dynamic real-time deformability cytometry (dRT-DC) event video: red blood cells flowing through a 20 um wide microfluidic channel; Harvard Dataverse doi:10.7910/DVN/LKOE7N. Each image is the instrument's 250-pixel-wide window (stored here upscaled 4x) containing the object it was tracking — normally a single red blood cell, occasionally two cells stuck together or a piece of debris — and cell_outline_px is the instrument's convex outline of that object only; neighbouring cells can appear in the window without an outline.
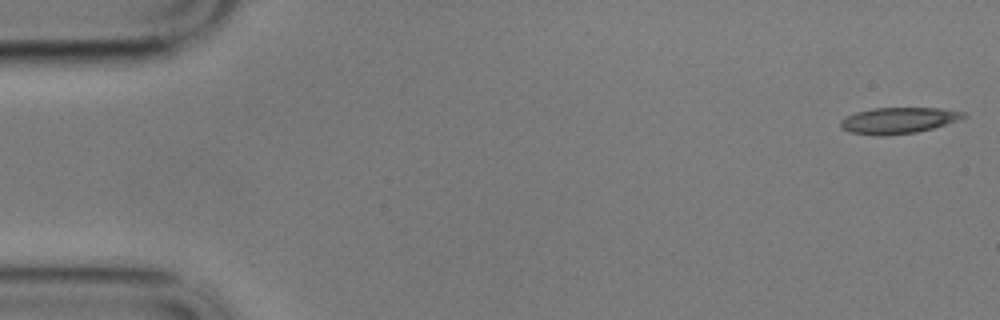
{"species": "common noctule bat (a hibernating species)", "species_latin": "Nyctalus noctula", "temperature_condition": "cold", "stored_images_in_passage": 57, "camera_frame_rate_fps": 3000, "um_per_image_px": 0.085, "animal": {"sex": "male", "body_mass_g": 17.9}, "frame": {"image": 1, "passage_image": 1, "time_ms": 0.0, "image_size_px": [1000, 320], "cell_outline_px": [[968, 116], [932, 128], [916, 132], [884, 136], [848, 132], [840, 128], [840, 120], [856, 112], [872, 108], [940, 108], [964, 112]], "centroid_in_image_um": [76.32, 10.23], "position_along_channel_um": 8.7, "area_um2": 18.55}}
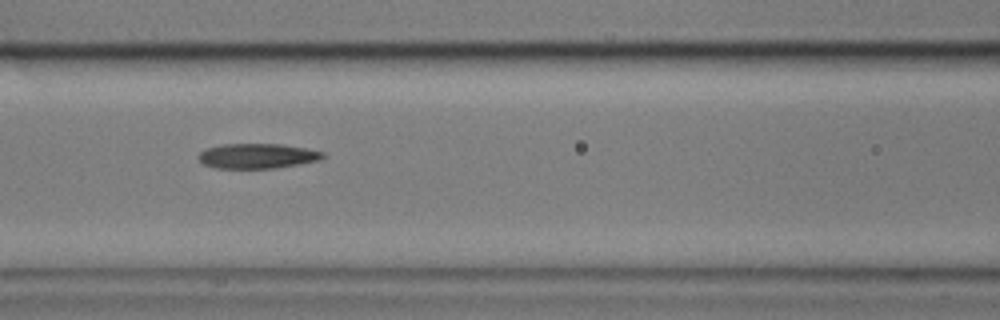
{"frame": {"image": 2, "passage_image": 24, "time_ms": 7.667, "image_size_px": [1000, 320], "cell_outline_px": [[328, 156], [320, 160], [300, 164], [276, 168], [216, 168], [204, 164], [196, 156], [204, 148], [220, 144], [284, 144], [324, 152]], "centroid_in_image_um": [21.88, 13.25], "position_along_channel_um": 144.7, "area_um2": 18.32}}
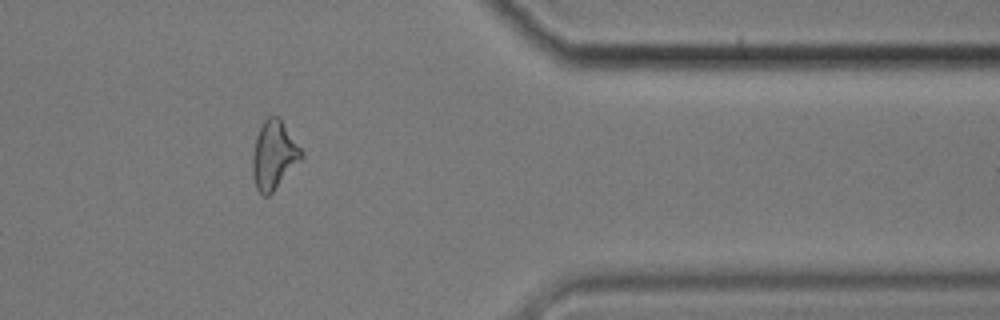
{"frame": {"image": 3, "passage_image": 47, "time_ms": 15.333, "image_size_px": [1000, 320], "cell_outline_px": [[304, 156], [272, 192], [268, 196], [264, 196], [256, 188], [252, 172], [252, 156], [256, 136], [264, 120], [268, 116], [276, 116], [284, 124], [304, 152]], "centroid_in_image_um": [23.27, 13.18], "position_along_channel_um": 388.1, "area_um2": 19.19}, "authors_computed_cell_mechanics": {"area_um2": 19.0162, "velocity_mm_per_s": 3.4208, "shape_relaxation_time_tau1_ms": 7.7315, "shape_relaxation_time_tau2_ms": 8.0145, "deformation_change_tau1": 0.1965, "deformation_change_tau2": 0.1584}}